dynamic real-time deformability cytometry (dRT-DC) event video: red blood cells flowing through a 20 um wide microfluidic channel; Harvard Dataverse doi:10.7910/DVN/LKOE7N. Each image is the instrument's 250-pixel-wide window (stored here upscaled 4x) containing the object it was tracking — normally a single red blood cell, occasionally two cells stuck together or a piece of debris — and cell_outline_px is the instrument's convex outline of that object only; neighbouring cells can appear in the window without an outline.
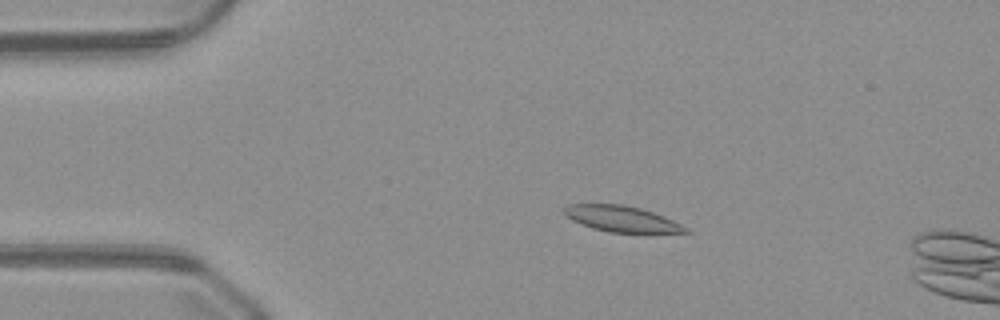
{"species": "common noctule bat (a hibernating species)", "species_latin": "Nyctalus noctula", "temperature_condition": "warm", "stored_images_in_passage": 16, "camera_frame_rate_fps": 3000, "um_per_image_px": 0.085, "animal": {"sex": "male", "body_mass_g": 23.1, "forearm_length_mm": 52.7}, "frame": {"image": 1, "passage_image": 10, "time_ms": 3.0, "image_size_px": [1000, 320], "cell_outline_px": [[692, 232], [608, 232], [592, 228], [572, 220], [564, 212], [564, 208], [568, 204], [624, 204], [640, 208], [664, 216], [688, 228]], "centroid_in_image_um": [52.83, 18.59], "position_along_channel_um": 32.2, "area_um2": 18.03}}